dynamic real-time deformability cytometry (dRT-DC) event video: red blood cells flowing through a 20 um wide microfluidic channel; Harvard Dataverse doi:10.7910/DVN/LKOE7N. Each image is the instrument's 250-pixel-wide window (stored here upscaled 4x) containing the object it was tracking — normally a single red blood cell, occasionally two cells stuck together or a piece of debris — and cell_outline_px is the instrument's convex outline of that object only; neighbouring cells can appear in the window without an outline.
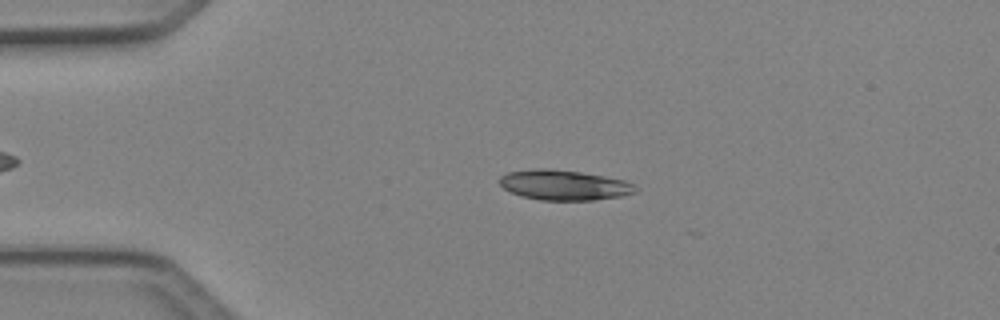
{"species": "Egyptian fruit bat (a non-hibernating species)", "species_latin": "Rousettus aegyptiacus", "temperature_condition": "cold", "stored_images_in_passage": 3, "camera_frame_rate_fps": 3000, "um_per_image_px": 0.085, "animal": {"sex": "female"}, "frame": {"image": 1, "passage_image": 2, "time_ms": 0.333, "image_size_px": [1000, 320], "cell_outline_px": [[636, 192], [620, 196], [592, 200], [540, 200], [520, 196], [504, 188], [500, 184], [500, 176], [508, 172], [536, 168], [548, 168], [580, 172], [604, 176], [624, 180], [632, 184], [636, 188]], "centroid_in_image_um": [47.91, 15.73], "position_along_channel_um": 37.1, "area_um2": 23.7}}